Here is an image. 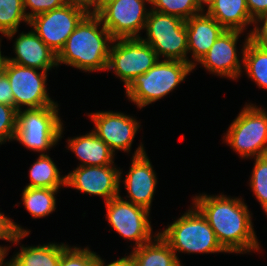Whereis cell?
Returning a JSON list of instances; mask_svg holds the SVG:
<instances>
[{
    "label": "cell",
    "instance_id": "cell-20",
    "mask_svg": "<svg viewBox=\"0 0 267 266\" xmlns=\"http://www.w3.org/2000/svg\"><path fill=\"white\" fill-rule=\"evenodd\" d=\"M207 13L226 30L243 31L245 25L254 23L246 0H214Z\"/></svg>",
    "mask_w": 267,
    "mask_h": 266
},
{
    "label": "cell",
    "instance_id": "cell-1",
    "mask_svg": "<svg viewBox=\"0 0 267 266\" xmlns=\"http://www.w3.org/2000/svg\"><path fill=\"white\" fill-rule=\"evenodd\" d=\"M195 207L206 218L226 252L242 253L259 249L247 206L240 199L197 196Z\"/></svg>",
    "mask_w": 267,
    "mask_h": 266
},
{
    "label": "cell",
    "instance_id": "cell-40",
    "mask_svg": "<svg viewBox=\"0 0 267 266\" xmlns=\"http://www.w3.org/2000/svg\"><path fill=\"white\" fill-rule=\"evenodd\" d=\"M213 1L214 0H197L201 8H203L202 3H206L209 6Z\"/></svg>",
    "mask_w": 267,
    "mask_h": 266
},
{
    "label": "cell",
    "instance_id": "cell-22",
    "mask_svg": "<svg viewBox=\"0 0 267 266\" xmlns=\"http://www.w3.org/2000/svg\"><path fill=\"white\" fill-rule=\"evenodd\" d=\"M68 246L48 244L36 247H22L10 262L14 266H59L62 252Z\"/></svg>",
    "mask_w": 267,
    "mask_h": 266
},
{
    "label": "cell",
    "instance_id": "cell-7",
    "mask_svg": "<svg viewBox=\"0 0 267 266\" xmlns=\"http://www.w3.org/2000/svg\"><path fill=\"white\" fill-rule=\"evenodd\" d=\"M225 140L242 158L267 155V114L247 105L232 122Z\"/></svg>",
    "mask_w": 267,
    "mask_h": 266
},
{
    "label": "cell",
    "instance_id": "cell-2",
    "mask_svg": "<svg viewBox=\"0 0 267 266\" xmlns=\"http://www.w3.org/2000/svg\"><path fill=\"white\" fill-rule=\"evenodd\" d=\"M101 23L97 14L88 13L57 54V64L64 63L84 71L107 69L110 51L107 41L116 40L104 26L98 30Z\"/></svg>",
    "mask_w": 267,
    "mask_h": 266
},
{
    "label": "cell",
    "instance_id": "cell-14",
    "mask_svg": "<svg viewBox=\"0 0 267 266\" xmlns=\"http://www.w3.org/2000/svg\"><path fill=\"white\" fill-rule=\"evenodd\" d=\"M95 123L93 131L110 149L130 151L139 123L122 113L97 112L89 115Z\"/></svg>",
    "mask_w": 267,
    "mask_h": 266
},
{
    "label": "cell",
    "instance_id": "cell-3",
    "mask_svg": "<svg viewBox=\"0 0 267 266\" xmlns=\"http://www.w3.org/2000/svg\"><path fill=\"white\" fill-rule=\"evenodd\" d=\"M192 69L191 64L179 60L157 61L126 88L127 96L140 108L145 107L172 91Z\"/></svg>",
    "mask_w": 267,
    "mask_h": 266
},
{
    "label": "cell",
    "instance_id": "cell-33",
    "mask_svg": "<svg viewBox=\"0 0 267 266\" xmlns=\"http://www.w3.org/2000/svg\"><path fill=\"white\" fill-rule=\"evenodd\" d=\"M256 21H262L263 27L260 29L259 27H255V30L251 31L249 34L250 40L258 45L259 47L266 48L267 49V13L259 16Z\"/></svg>",
    "mask_w": 267,
    "mask_h": 266
},
{
    "label": "cell",
    "instance_id": "cell-4",
    "mask_svg": "<svg viewBox=\"0 0 267 266\" xmlns=\"http://www.w3.org/2000/svg\"><path fill=\"white\" fill-rule=\"evenodd\" d=\"M160 236L174 251L188 253L226 252L206 218L195 208L168 226Z\"/></svg>",
    "mask_w": 267,
    "mask_h": 266
},
{
    "label": "cell",
    "instance_id": "cell-27",
    "mask_svg": "<svg viewBox=\"0 0 267 266\" xmlns=\"http://www.w3.org/2000/svg\"><path fill=\"white\" fill-rule=\"evenodd\" d=\"M150 3L155 6L153 10L179 17L184 21L203 10L197 0H150Z\"/></svg>",
    "mask_w": 267,
    "mask_h": 266
},
{
    "label": "cell",
    "instance_id": "cell-6",
    "mask_svg": "<svg viewBox=\"0 0 267 266\" xmlns=\"http://www.w3.org/2000/svg\"><path fill=\"white\" fill-rule=\"evenodd\" d=\"M57 104L38 109L17 111L14 139L34 151H45L54 146L62 134Z\"/></svg>",
    "mask_w": 267,
    "mask_h": 266
},
{
    "label": "cell",
    "instance_id": "cell-18",
    "mask_svg": "<svg viewBox=\"0 0 267 266\" xmlns=\"http://www.w3.org/2000/svg\"><path fill=\"white\" fill-rule=\"evenodd\" d=\"M185 22L188 51L192 50L194 59L199 62L225 29L207 12L194 15Z\"/></svg>",
    "mask_w": 267,
    "mask_h": 266
},
{
    "label": "cell",
    "instance_id": "cell-19",
    "mask_svg": "<svg viewBox=\"0 0 267 266\" xmlns=\"http://www.w3.org/2000/svg\"><path fill=\"white\" fill-rule=\"evenodd\" d=\"M69 148L83 161L81 166H104L113 162V151L93 131L69 140Z\"/></svg>",
    "mask_w": 267,
    "mask_h": 266
},
{
    "label": "cell",
    "instance_id": "cell-12",
    "mask_svg": "<svg viewBox=\"0 0 267 266\" xmlns=\"http://www.w3.org/2000/svg\"><path fill=\"white\" fill-rule=\"evenodd\" d=\"M106 207L111 227L124 238L136 241V247L151 240L152 228L148 220L147 209L124 201L120 195L106 202Z\"/></svg>",
    "mask_w": 267,
    "mask_h": 266
},
{
    "label": "cell",
    "instance_id": "cell-5",
    "mask_svg": "<svg viewBox=\"0 0 267 266\" xmlns=\"http://www.w3.org/2000/svg\"><path fill=\"white\" fill-rule=\"evenodd\" d=\"M144 28L148 40H142L152 47L158 59L159 55H163L167 60H179L195 67V63L186 59L188 40L186 22L183 19L152 10Z\"/></svg>",
    "mask_w": 267,
    "mask_h": 266
},
{
    "label": "cell",
    "instance_id": "cell-31",
    "mask_svg": "<svg viewBox=\"0 0 267 266\" xmlns=\"http://www.w3.org/2000/svg\"><path fill=\"white\" fill-rule=\"evenodd\" d=\"M29 231L22 230L20 226H17L9 218L0 213V239L8 241L18 242L23 237L27 236Z\"/></svg>",
    "mask_w": 267,
    "mask_h": 266
},
{
    "label": "cell",
    "instance_id": "cell-10",
    "mask_svg": "<svg viewBox=\"0 0 267 266\" xmlns=\"http://www.w3.org/2000/svg\"><path fill=\"white\" fill-rule=\"evenodd\" d=\"M2 71L9 79L17 111L21 110V105L29 106L28 109H38L56 104L46 91V71L38 73L37 68L21 66L6 59Z\"/></svg>",
    "mask_w": 267,
    "mask_h": 266
},
{
    "label": "cell",
    "instance_id": "cell-39",
    "mask_svg": "<svg viewBox=\"0 0 267 266\" xmlns=\"http://www.w3.org/2000/svg\"><path fill=\"white\" fill-rule=\"evenodd\" d=\"M7 248L0 247V266L3 265L4 257L6 256Z\"/></svg>",
    "mask_w": 267,
    "mask_h": 266
},
{
    "label": "cell",
    "instance_id": "cell-41",
    "mask_svg": "<svg viewBox=\"0 0 267 266\" xmlns=\"http://www.w3.org/2000/svg\"><path fill=\"white\" fill-rule=\"evenodd\" d=\"M4 60H5V57L1 55V51H0V72L2 71V65H3Z\"/></svg>",
    "mask_w": 267,
    "mask_h": 266
},
{
    "label": "cell",
    "instance_id": "cell-11",
    "mask_svg": "<svg viewBox=\"0 0 267 266\" xmlns=\"http://www.w3.org/2000/svg\"><path fill=\"white\" fill-rule=\"evenodd\" d=\"M145 1L150 3V0H116L97 15L114 40L139 38L137 33L145 27L149 14L145 12Z\"/></svg>",
    "mask_w": 267,
    "mask_h": 266
},
{
    "label": "cell",
    "instance_id": "cell-28",
    "mask_svg": "<svg viewBox=\"0 0 267 266\" xmlns=\"http://www.w3.org/2000/svg\"><path fill=\"white\" fill-rule=\"evenodd\" d=\"M251 178V188L267 213V155L256 157Z\"/></svg>",
    "mask_w": 267,
    "mask_h": 266
},
{
    "label": "cell",
    "instance_id": "cell-29",
    "mask_svg": "<svg viewBox=\"0 0 267 266\" xmlns=\"http://www.w3.org/2000/svg\"><path fill=\"white\" fill-rule=\"evenodd\" d=\"M100 257L87 248L67 247L61 255L59 266H97Z\"/></svg>",
    "mask_w": 267,
    "mask_h": 266
},
{
    "label": "cell",
    "instance_id": "cell-38",
    "mask_svg": "<svg viewBox=\"0 0 267 266\" xmlns=\"http://www.w3.org/2000/svg\"><path fill=\"white\" fill-rule=\"evenodd\" d=\"M116 0H97V14L109 3L114 2Z\"/></svg>",
    "mask_w": 267,
    "mask_h": 266
},
{
    "label": "cell",
    "instance_id": "cell-15",
    "mask_svg": "<svg viewBox=\"0 0 267 266\" xmlns=\"http://www.w3.org/2000/svg\"><path fill=\"white\" fill-rule=\"evenodd\" d=\"M124 182L130 202L149 211L157 180L142 145L134 153L132 166Z\"/></svg>",
    "mask_w": 267,
    "mask_h": 266
},
{
    "label": "cell",
    "instance_id": "cell-34",
    "mask_svg": "<svg viewBox=\"0 0 267 266\" xmlns=\"http://www.w3.org/2000/svg\"><path fill=\"white\" fill-rule=\"evenodd\" d=\"M0 104L14 107V96L7 75L0 72Z\"/></svg>",
    "mask_w": 267,
    "mask_h": 266
},
{
    "label": "cell",
    "instance_id": "cell-42",
    "mask_svg": "<svg viewBox=\"0 0 267 266\" xmlns=\"http://www.w3.org/2000/svg\"><path fill=\"white\" fill-rule=\"evenodd\" d=\"M6 264H8V265H6V266H14L11 262L6 263Z\"/></svg>",
    "mask_w": 267,
    "mask_h": 266
},
{
    "label": "cell",
    "instance_id": "cell-24",
    "mask_svg": "<svg viewBox=\"0 0 267 266\" xmlns=\"http://www.w3.org/2000/svg\"><path fill=\"white\" fill-rule=\"evenodd\" d=\"M30 179L31 183L26 187L54 189L66 185V177H60L57 166L44 153L40 154L38 160L30 168Z\"/></svg>",
    "mask_w": 267,
    "mask_h": 266
},
{
    "label": "cell",
    "instance_id": "cell-26",
    "mask_svg": "<svg viewBox=\"0 0 267 266\" xmlns=\"http://www.w3.org/2000/svg\"><path fill=\"white\" fill-rule=\"evenodd\" d=\"M23 0H0V32L7 37H12L20 21L29 23L25 13Z\"/></svg>",
    "mask_w": 267,
    "mask_h": 266
},
{
    "label": "cell",
    "instance_id": "cell-36",
    "mask_svg": "<svg viewBox=\"0 0 267 266\" xmlns=\"http://www.w3.org/2000/svg\"><path fill=\"white\" fill-rule=\"evenodd\" d=\"M64 1L67 4L81 7L91 14H97V0H64ZM90 6L94 7L92 12H90V10L88 9L90 8Z\"/></svg>",
    "mask_w": 267,
    "mask_h": 266
},
{
    "label": "cell",
    "instance_id": "cell-16",
    "mask_svg": "<svg viewBox=\"0 0 267 266\" xmlns=\"http://www.w3.org/2000/svg\"><path fill=\"white\" fill-rule=\"evenodd\" d=\"M239 30H224L209 51L199 61L206 69L221 76L237 78L242 68L237 58L236 41Z\"/></svg>",
    "mask_w": 267,
    "mask_h": 266
},
{
    "label": "cell",
    "instance_id": "cell-9",
    "mask_svg": "<svg viewBox=\"0 0 267 266\" xmlns=\"http://www.w3.org/2000/svg\"><path fill=\"white\" fill-rule=\"evenodd\" d=\"M85 9L64 4L63 6L34 16L29 25L56 54L64 47L69 35L88 14Z\"/></svg>",
    "mask_w": 267,
    "mask_h": 266
},
{
    "label": "cell",
    "instance_id": "cell-8",
    "mask_svg": "<svg viewBox=\"0 0 267 266\" xmlns=\"http://www.w3.org/2000/svg\"><path fill=\"white\" fill-rule=\"evenodd\" d=\"M116 40L118 43L109 51L107 69H114L127 88L137 76L146 73L159 59L152 47L140 37Z\"/></svg>",
    "mask_w": 267,
    "mask_h": 266
},
{
    "label": "cell",
    "instance_id": "cell-25",
    "mask_svg": "<svg viewBox=\"0 0 267 266\" xmlns=\"http://www.w3.org/2000/svg\"><path fill=\"white\" fill-rule=\"evenodd\" d=\"M58 188H32L23 190V203L25 208L35 218L45 217L55 210V193Z\"/></svg>",
    "mask_w": 267,
    "mask_h": 266
},
{
    "label": "cell",
    "instance_id": "cell-37",
    "mask_svg": "<svg viewBox=\"0 0 267 266\" xmlns=\"http://www.w3.org/2000/svg\"><path fill=\"white\" fill-rule=\"evenodd\" d=\"M97 266H104L103 260L100 258ZM106 266H135L133 261L129 258V256L123 257L119 260H116Z\"/></svg>",
    "mask_w": 267,
    "mask_h": 266
},
{
    "label": "cell",
    "instance_id": "cell-21",
    "mask_svg": "<svg viewBox=\"0 0 267 266\" xmlns=\"http://www.w3.org/2000/svg\"><path fill=\"white\" fill-rule=\"evenodd\" d=\"M157 242L151 240L143 245L134 248L129 256L135 266H182L176 253L169 244L160 236L156 235Z\"/></svg>",
    "mask_w": 267,
    "mask_h": 266
},
{
    "label": "cell",
    "instance_id": "cell-30",
    "mask_svg": "<svg viewBox=\"0 0 267 266\" xmlns=\"http://www.w3.org/2000/svg\"><path fill=\"white\" fill-rule=\"evenodd\" d=\"M17 123V110L15 107L0 104V144L14 139Z\"/></svg>",
    "mask_w": 267,
    "mask_h": 266
},
{
    "label": "cell",
    "instance_id": "cell-32",
    "mask_svg": "<svg viewBox=\"0 0 267 266\" xmlns=\"http://www.w3.org/2000/svg\"><path fill=\"white\" fill-rule=\"evenodd\" d=\"M23 3L24 9L28 6L32 9V13H27V18L29 20L36 15L59 8L66 4L64 0H23Z\"/></svg>",
    "mask_w": 267,
    "mask_h": 266
},
{
    "label": "cell",
    "instance_id": "cell-35",
    "mask_svg": "<svg viewBox=\"0 0 267 266\" xmlns=\"http://www.w3.org/2000/svg\"><path fill=\"white\" fill-rule=\"evenodd\" d=\"M249 14L255 21L259 16L267 13V0H246Z\"/></svg>",
    "mask_w": 267,
    "mask_h": 266
},
{
    "label": "cell",
    "instance_id": "cell-17",
    "mask_svg": "<svg viewBox=\"0 0 267 266\" xmlns=\"http://www.w3.org/2000/svg\"><path fill=\"white\" fill-rule=\"evenodd\" d=\"M16 58H6L9 62L48 71L57 66V54L34 32L20 34L15 41Z\"/></svg>",
    "mask_w": 267,
    "mask_h": 266
},
{
    "label": "cell",
    "instance_id": "cell-23",
    "mask_svg": "<svg viewBox=\"0 0 267 266\" xmlns=\"http://www.w3.org/2000/svg\"><path fill=\"white\" fill-rule=\"evenodd\" d=\"M245 42L242 62L246 72L259 87L267 89V49L253 43L250 36Z\"/></svg>",
    "mask_w": 267,
    "mask_h": 266
},
{
    "label": "cell",
    "instance_id": "cell-13",
    "mask_svg": "<svg viewBox=\"0 0 267 266\" xmlns=\"http://www.w3.org/2000/svg\"><path fill=\"white\" fill-rule=\"evenodd\" d=\"M121 172L111 165L79 166L66 177V185L88 194L105 197L108 202L119 196Z\"/></svg>",
    "mask_w": 267,
    "mask_h": 266
}]
</instances>
